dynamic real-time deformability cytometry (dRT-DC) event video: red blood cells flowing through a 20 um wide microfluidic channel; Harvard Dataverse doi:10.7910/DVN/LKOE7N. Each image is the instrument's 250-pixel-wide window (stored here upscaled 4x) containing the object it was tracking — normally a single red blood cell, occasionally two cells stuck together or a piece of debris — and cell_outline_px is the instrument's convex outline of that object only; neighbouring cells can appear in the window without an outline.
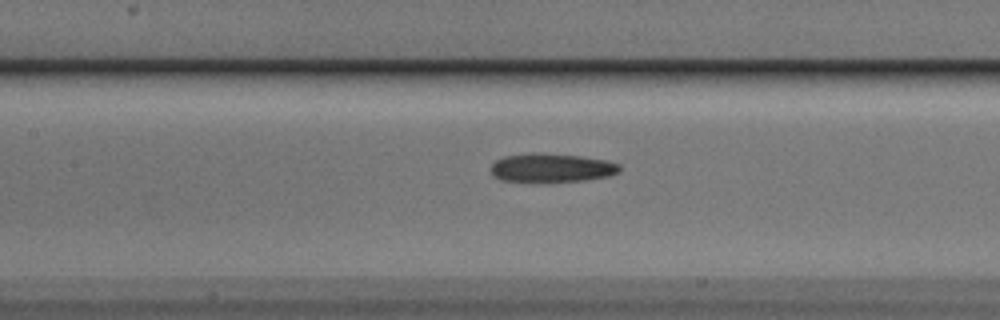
{"species": "Egyptian fruit bat (a non-hibernating species)", "species_latin": "Rousettus aegyptiacus", "temperature_condition": "cold", "stored_images_in_passage": 12, "camera_frame_rate_fps": 3000, "um_per_image_px": 0.085, "animal": {"sex": "male"}, "frame": {"image": 1, "passage_image": 10, "time_ms": 3.0, "image_size_px": [1000, 320], "cell_outline_px": [[620, 172], [608, 176], [584, 180], [544, 184], [500, 180], [492, 176], [488, 168], [496, 160], [504, 156], [532, 152], [540, 152], [580, 156], [608, 160], [620, 164]], "centroid_in_image_um": [46.82, 14.29], "position_along_channel_um": 160.6, "area_um2": 22.6}}